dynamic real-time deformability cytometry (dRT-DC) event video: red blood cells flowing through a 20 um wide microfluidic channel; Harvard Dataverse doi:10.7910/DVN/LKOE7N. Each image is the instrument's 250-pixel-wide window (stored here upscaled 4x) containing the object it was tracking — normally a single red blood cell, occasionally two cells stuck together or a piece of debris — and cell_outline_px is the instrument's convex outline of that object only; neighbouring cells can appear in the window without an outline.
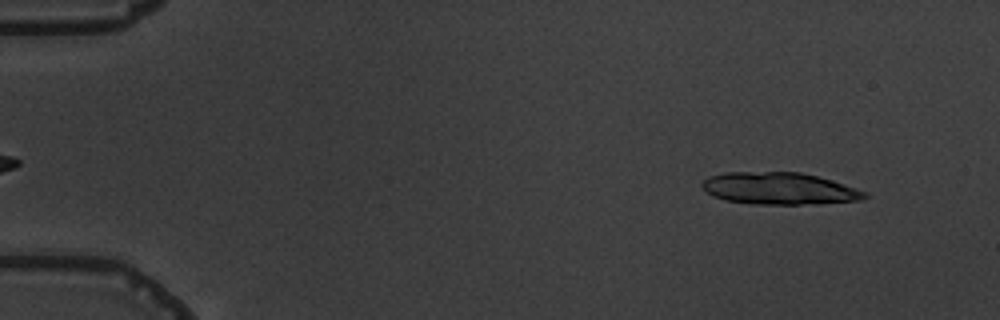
{"species": "common noctule bat (a hibernating species)", "species_latin": "Nyctalus noctula", "temperature_condition": "warm", "stored_images_in_passage": 5, "camera_frame_rate_fps": 3000, "um_per_image_px": 0.085, "animal": {"sex": "male", "body_mass_g": 19.5, "forearm_length_mm": 54.6}, "frame": {"image": 1, "passage_image": 5, "time_ms": 5.667, "image_size_px": [1000, 320], "cell_outline_px": [[868, 196], [860, 200], [800, 204], [752, 204], [724, 200], [712, 196], [700, 184], [708, 176], [724, 172], [800, 172], [832, 180], [868, 192]], "centroid_in_image_um": [66.2, 16.01], "position_along_channel_um": 18.8, "area_um2": 30.23}}